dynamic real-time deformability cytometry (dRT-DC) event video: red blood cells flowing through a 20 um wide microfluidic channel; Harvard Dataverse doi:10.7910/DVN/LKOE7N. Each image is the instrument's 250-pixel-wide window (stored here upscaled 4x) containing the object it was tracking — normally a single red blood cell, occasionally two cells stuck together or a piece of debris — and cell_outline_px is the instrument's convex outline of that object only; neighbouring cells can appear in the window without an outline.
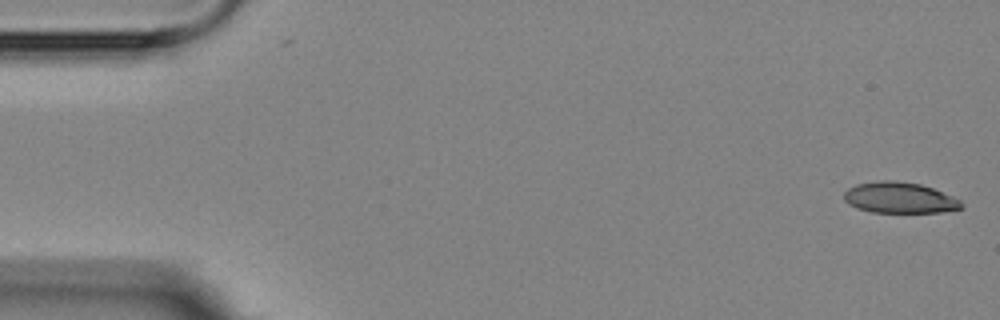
{"species": "Egyptian fruit bat (a non-hibernating species)", "species_latin": "Rousettus aegyptiacus", "temperature_condition": "room temperature", "stored_images_in_passage": 4, "camera_frame_rate_fps": 3000, "um_per_image_px": 0.085, "animal": {"sex": "female"}, "frame": {"image": 1, "passage_image": 1, "time_ms": 0.0, "image_size_px": [1000, 320], "cell_outline_px": [[964, 208], [940, 212], [872, 212], [856, 208], [848, 204], [844, 200], [844, 192], [848, 188], [856, 184], [880, 180], [896, 180], [920, 184], [932, 188], [952, 196], [960, 200], [964, 204]], "centroid_in_image_um": [76.45, 16.8], "position_along_channel_um": 8.6, "area_um2": 21.27}}
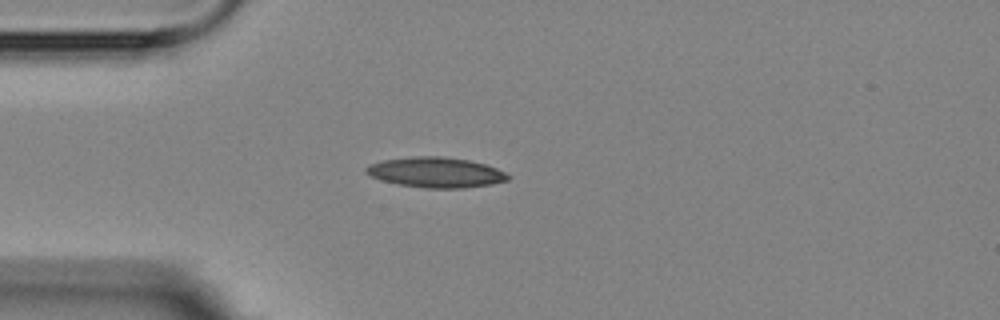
{"frame": {"image": 2, "passage_image": 4, "time_ms": 4.333, "image_size_px": [1000, 320], "cell_outline_px": [[512, 176], [508, 180], [492, 184], [464, 188], [424, 188], [396, 184], [380, 180], [364, 172], [364, 168], [368, 164], [384, 160], [412, 156], [444, 156], [468, 160], [484, 164], [496, 168]], "centroid_in_image_um": [37.02, 14.65], "position_along_channel_um": 48.0, "area_um2": 25.2}}